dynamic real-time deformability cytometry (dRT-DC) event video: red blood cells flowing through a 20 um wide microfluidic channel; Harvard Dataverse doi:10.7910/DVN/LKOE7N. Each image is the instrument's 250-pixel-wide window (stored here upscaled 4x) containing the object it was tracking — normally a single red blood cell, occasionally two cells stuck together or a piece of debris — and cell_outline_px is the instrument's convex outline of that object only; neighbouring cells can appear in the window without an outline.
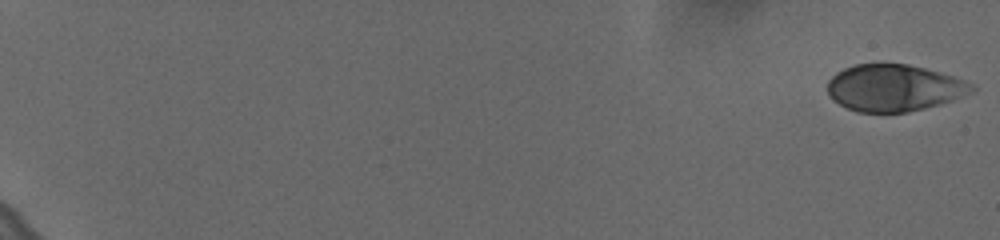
{"species": "human", "species_latin": "Homo sapiens", "temperature_condition": "cold", "stored_images_in_passage": 60, "camera_frame_rate_fps": 3000, "um_per_image_px": 0.085, "donor": {"sex": "female"}, "frame": {"image": 1, "passage_image": 1, "time_ms": 0.0, "image_size_px": [1000, 240], "cell_outline_px": [[976, 88], [972, 92], [952, 100], [940, 104], [908, 112], [856, 112], [832, 100], [828, 92], [828, 80], [836, 72], [844, 68], [856, 64], [908, 64], [924, 68], [952, 76], [964, 80], [972, 84]], "centroid_in_image_um": [75.97, 7.47], "position_along_channel_um": 9.0, "area_um2": 39.13}}
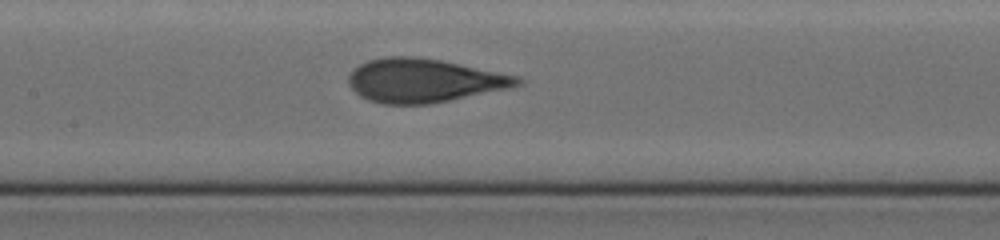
{"frame": {"image": 2, "passage_image": 33, "time_ms": 10.667, "image_size_px": [1000, 240], "cell_outline_px": [[524, 84], [508, 88], [428, 104], [380, 104], [368, 100], [360, 96], [348, 84], [348, 76], [352, 68], [368, 60], [384, 56], [412, 56], [440, 60], [520, 76], [524, 80]], "centroid_in_image_um": [36.01, 6.84], "position_along_channel_um": 171.4, "area_um2": 43.0}}
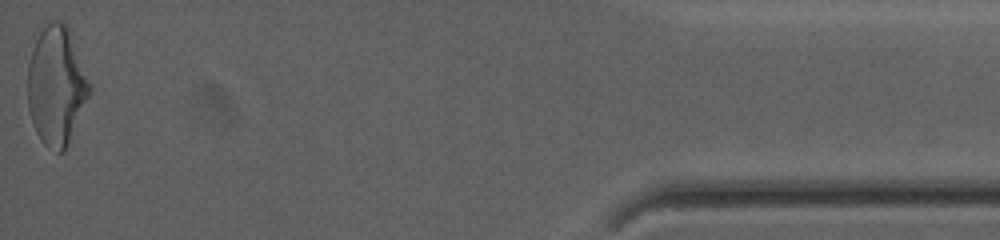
{"frame": {"image": 3, "passage_image": 60, "time_ms": 19.667, "image_size_px": [1000, 240], "cell_outline_px": [[92, 88], [64, 152], [60, 152], [44, 144], [40, 140], [36, 132], [28, 112], [28, 64], [32, 48], [44, 20], [60, 20], [68, 28], [92, 84]], "centroid_in_image_um": [4.78, 7.23], "position_along_channel_um": 430.4, "area_um2": 42.89}, "authors_computed_cell_mechanics": {"area_um2": 41.9917, "velocity_mm_per_s": 3.636, "shape_relaxation_time_tau1_ms": 5.4755, "shape_relaxation_time_tau2_ms": null, "deformation_change_tau1": 0.1916, "deformation_change_tau2": null}}